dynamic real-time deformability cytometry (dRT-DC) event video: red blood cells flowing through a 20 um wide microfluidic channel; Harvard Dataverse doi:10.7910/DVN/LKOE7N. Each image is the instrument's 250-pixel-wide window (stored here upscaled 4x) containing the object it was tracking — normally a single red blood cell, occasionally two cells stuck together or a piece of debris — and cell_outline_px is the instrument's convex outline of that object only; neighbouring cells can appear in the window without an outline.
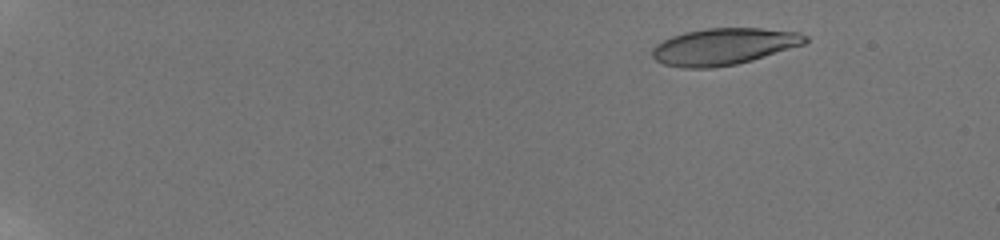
{"species": "human", "species_latin": "Homo sapiens", "temperature_condition": "room temperature", "stored_images_in_passage": 60, "camera_frame_rate_fps": 3000, "um_per_image_px": 0.085, "donor": {"sex": "male"}, "frame": {"image": 1, "passage_image": 10, "time_ms": 3.0, "image_size_px": [1000, 240], "cell_outline_px": [[808, 40], [804, 44], [752, 60], [736, 64], [712, 68], [684, 68], [664, 64], [656, 60], [652, 56], [652, 48], [656, 44], [672, 36], [684, 32], [708, 28], [760, 28], [800, 32], [808, 36]], "centroid_in_image_um": [61.52, 3.95], "position_along_channel_um": 23.5, "area_um2": 32.66}}
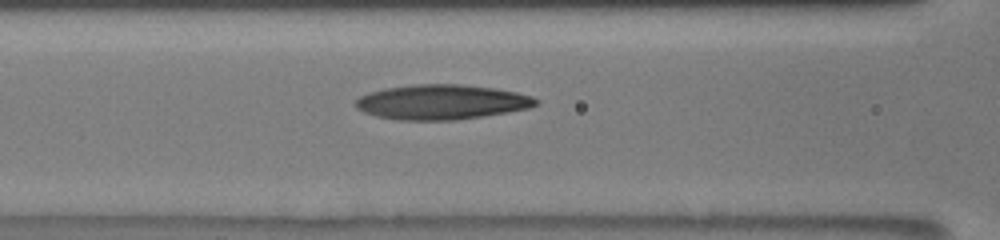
{"frame": {"image": 2, "passage_image": 31, "time_ms": 10.0, "image_size_px": [1000, 240], "cell_outline_px": [[540, 100], [536, 104], [528, 108], [508, 112], [456, 120], [396, 120], [376, 116], [364, 112], [356, 108], [356, 100], [360, 96], [368, 92], [384, 88], [412, 84], [460, 84], [492, 88], [516, 92], [532, 96]], "centroid_in_image_um": [37.51, 8.67], "position_along_channel_um": 129.1, "area_um2": 36.65}}
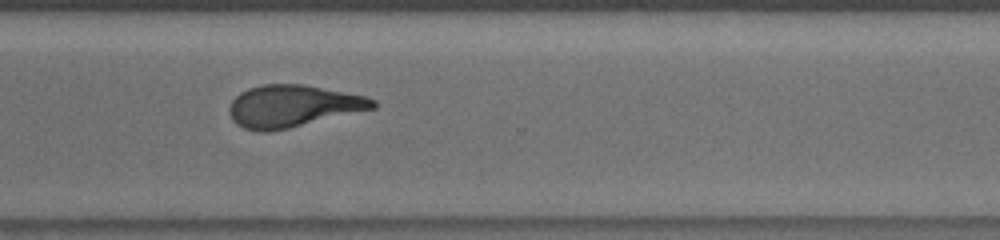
{"frame": {"image": 3, "passage_image": 48, "time_ms": 15.667, "image_size_px": [1000, 240], "cell_outline_px": [[376, 108], [288, 128], [268, 132], [260, 132], [244, 128], [236, 124], [232, 120], [228, 108], [232, 100], [240, 92], [248, 88], [264, 84], [304, 84], [364, 96], [376, 100]], "centroid_in_image_um": [24.86, 9.02], "position_along_channel_um": 345.7, "area_um2": 35.08}, "authors_computed_cell_mechanics": {"area_um2": 34.5355, "velocity_mm_per_s": 3.8251, "shape_relaxation_time_tau1_ms": 6.1936, "shape_relaxation_time_tau2_ms": 2.9626, "deformation_change_tau1": 0.2254, "deformation_change_tau2": 0.1263}}